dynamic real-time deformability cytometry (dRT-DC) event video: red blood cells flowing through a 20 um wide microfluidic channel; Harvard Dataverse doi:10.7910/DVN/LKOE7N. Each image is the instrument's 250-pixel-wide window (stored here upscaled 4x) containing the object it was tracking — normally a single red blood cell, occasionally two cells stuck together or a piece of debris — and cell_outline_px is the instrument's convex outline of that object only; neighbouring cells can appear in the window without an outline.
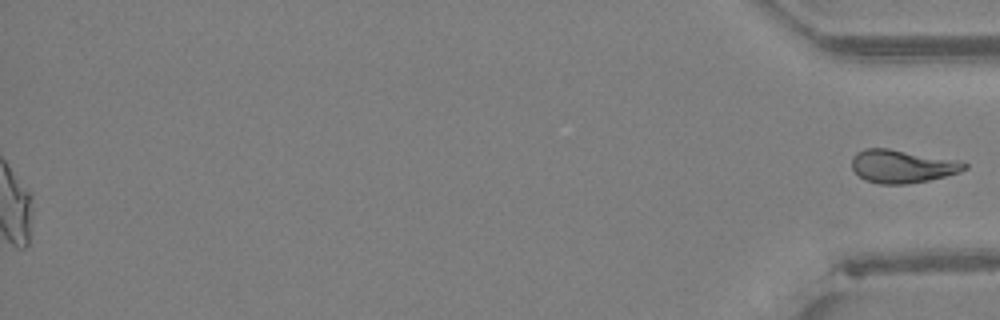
{"species": "Egyptian fruit bat (a non-hibernating species)", "species_latin": "Rousettus aegyptiacus", "temperature_condition": "warm", "stored_images_in_passage": 49, "segment_of_instrument_passage": [2, 2], "camera_frame_rate_fps": 3000, "um_per_image_px": 0.085, "animal": {"sex": "female"}, "frame": {"image": 1, "passage_image": 49, "time_ms": 16.0, "image_size_px": [1000, 320], "cell_outline_px": [[968, 168], [960, 172], [928, 180], [904, 184], [880, 184], [864, 180], [852, 168], [852, 156], [856, 152], [864, 148], [888, 148], [956, 160], [968, 164]], "centroid_in_image_um": [76.66, 14.13], "position_along_channel_um": 358.5, "area_um2": 21.62}}